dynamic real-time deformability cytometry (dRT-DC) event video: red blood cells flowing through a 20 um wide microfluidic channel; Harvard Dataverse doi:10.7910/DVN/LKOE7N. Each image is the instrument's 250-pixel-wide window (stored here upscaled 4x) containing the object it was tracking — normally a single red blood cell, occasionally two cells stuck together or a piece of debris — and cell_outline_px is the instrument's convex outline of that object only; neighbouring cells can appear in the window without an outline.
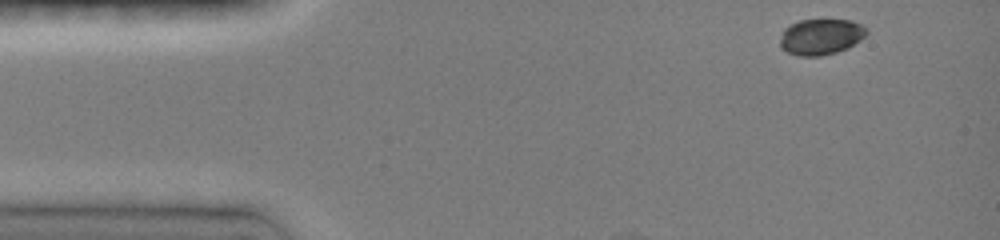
{"species": "common noctule bat (a hibernating species)", "species_latin": "Nyctalus noctula", "temperature_condition": "room temperature", "stored_images_in_passage": 19, "camera_frame_rate_fps": 3000, "um_per_image_px": 0.085, "animal": {"sex": "female", "body_mass_g": 19.0, "forearm_length_mm": 51.5}, "frame": {"image": 1, "passage_image": 1, "time_ms": 0.0, "image_size_px": [1000, 240], "cell_outline_px": [[868, 32], [860, 40], [848, 48], [836, 52], [820, 56], [800, 56], [788, 52], [780, 48], [780, 40], [784, 28], [800, 20], [852, 20], [868, 28]], "centroid_in_image_um": [69.78, 3.12], "position_along_channel_um": 15.2, "area_um2": 18.09}}
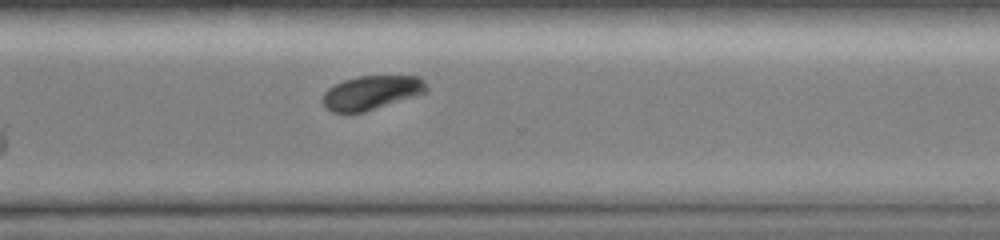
{"frame": {"image": 2, "passage_image": 19, "time_ms": 10.0, "image_size_px": [1000, 240], "cell_outline_px": [[428, 92], [364, 112], [332, 112], [320, 100], [324, 92], [328, 88], [344, 80], [360, 76], [420, 76], [424, 80], [428, 88]], "centroid_in_image_um": [31.59, 7.87], "position_along_channel_um": 339.0, "area_um2": 20.52}}